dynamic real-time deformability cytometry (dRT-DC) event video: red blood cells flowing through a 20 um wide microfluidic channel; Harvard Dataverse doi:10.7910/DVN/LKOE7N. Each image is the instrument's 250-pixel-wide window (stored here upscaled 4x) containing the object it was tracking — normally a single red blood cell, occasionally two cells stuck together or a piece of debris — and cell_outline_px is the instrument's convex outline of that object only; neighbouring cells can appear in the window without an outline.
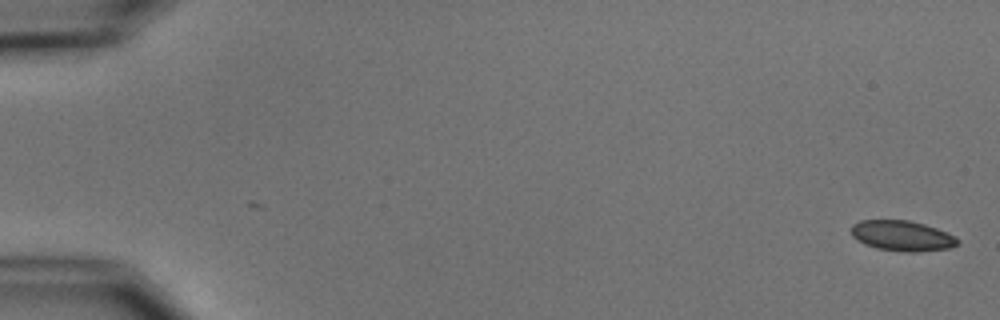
{"species": "common noctule bat (a hibernating species)", "species_latin": "Nyctalus noctula", "temperature_condition": "cold", "stored_images_in_passage": 7, "camera_frame_rate_fps": 3000, "um_per_image_px": 0.085, "animal": {"sex": "male", "body_mass_g": 15.6}, "frame": {"image": 1, "passage_image": 1, "time_ms": 0.0, "image_size_px": [1000, 320], "cell_outline_px": [[960, 244], [948, 248], [916, 252], [904, 252], [876, 248], [864, 244], [856, 240], [852, 236], [852, 224], [860, 220], [908, 220], [924, 224], [936, 228], [956, 236], [960, 240]], "centroid_in_image_um": [76.68, 20.04], "position_along_channel_um": 8.3, "area_um2": 18.96}}
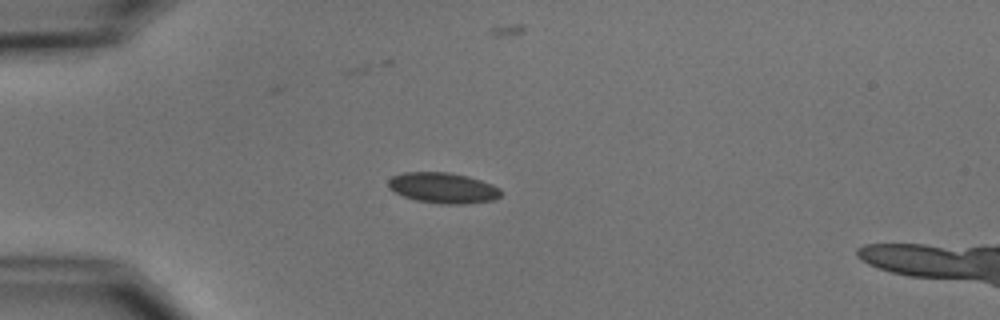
{"frame": {"image": 2, "passage_image": 5, "time_ms": 4.667, "image_size_px": [1000, 320], "cell_outline_px": [[504, 192], [500, 196], [492, 200], [464, 204], [440, 204], [416, 200], [404, 196], [388, 188], [388, 180], [392, 176], [404, 172], [448, 172], [468, 176], [492, 184], [500, 188]], "centroid_in_image_um": [37.67, 15.97], "position_along_channel_um": 47.3, "area_um2": 20.17}}